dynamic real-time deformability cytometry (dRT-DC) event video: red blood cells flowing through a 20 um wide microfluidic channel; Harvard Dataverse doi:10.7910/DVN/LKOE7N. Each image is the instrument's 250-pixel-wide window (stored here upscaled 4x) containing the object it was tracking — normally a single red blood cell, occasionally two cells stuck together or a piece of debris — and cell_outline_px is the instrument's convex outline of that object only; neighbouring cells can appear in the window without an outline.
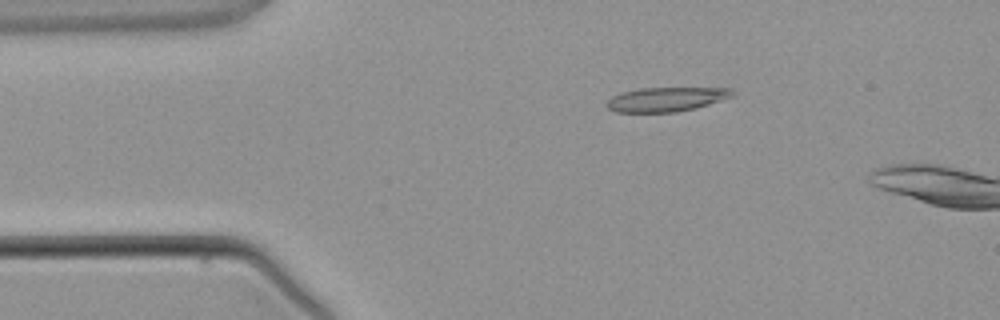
{"species": "common noctule bat (a hibernating species)", "species_latin": "Nyctalus noctula", "temperature_condition": "warm", "stored_images_in_passage": 3, "camera_frame_rate_fps": 3000, "um_per_image_px": 0.085, "animal": {"sex": "male", "body_mass_g": 21.5, "forearm_length_mm": 52.0}, "frame": {"image": 1, "passage_image": 2, "time_ms": 1.333, "image_size_px": [1000, 320], "cell_outline_px": [[736, 96], [696, 108], [676, 112], [616, 112], [608, 108], [604, 104], [612, 96], [620, 92], [640, 88], [732, 88], [736, 92]], "centroid_in_image_um": [56.66, 8.44], "position_along_channel_um": 28.3, "area_um2": 18.03}}